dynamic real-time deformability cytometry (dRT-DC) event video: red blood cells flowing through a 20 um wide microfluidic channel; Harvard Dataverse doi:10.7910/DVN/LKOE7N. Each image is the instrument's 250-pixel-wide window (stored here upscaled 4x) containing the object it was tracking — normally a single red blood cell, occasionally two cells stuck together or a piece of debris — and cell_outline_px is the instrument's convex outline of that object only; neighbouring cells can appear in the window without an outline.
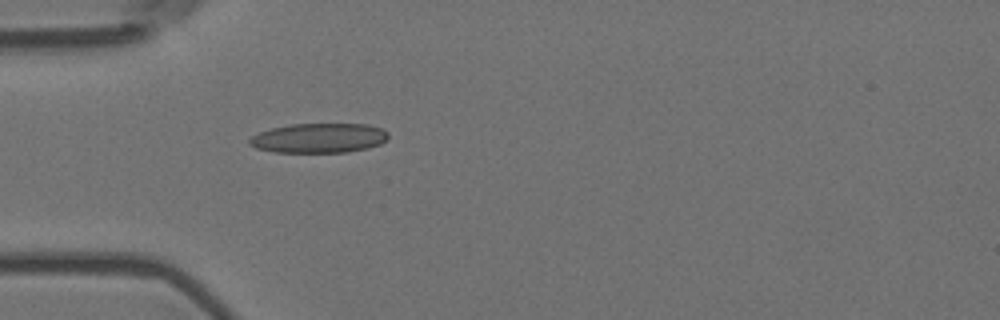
{"species": "Egyptian fruit bat (a non-hibernating species)", "species_latin": "Rousettus aegyptiacus", "temperature_condition": "room temperature", "stored_images_in_passage": 5, "camera_frame_rate_fps": 3000, "um_per_image_px": 0.085, "animal": {"sex": "female"}, "frame": {"image": 1, "passage_image": 5, "time_ms": 1.333, "image_size_px": [1000, 320], "cell_outline_px": [[388, 140], [380, 144], [368, 148], [348, 152], [276, 152], [256, 148], [248, 144], [248, 140], [252, 136], [260, 132], [272, 128], [292, 124], [368, 124], [384, 128], [388, 132]], "centroid_in_image_um": [27.15, 11.73], "position_along_channel_um": 57.8, "area_um2": 24.1}}